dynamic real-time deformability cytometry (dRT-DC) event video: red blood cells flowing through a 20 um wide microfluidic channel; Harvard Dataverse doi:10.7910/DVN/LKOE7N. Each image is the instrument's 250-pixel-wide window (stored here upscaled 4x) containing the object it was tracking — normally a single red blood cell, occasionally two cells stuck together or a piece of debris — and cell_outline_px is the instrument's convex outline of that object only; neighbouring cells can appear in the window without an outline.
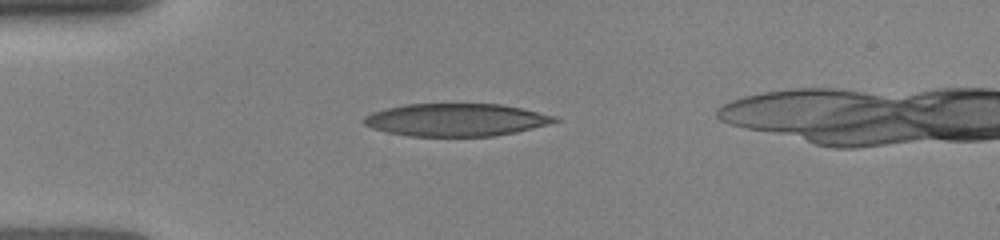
{"species": "human", "species_latin": "Homo sapiens", "temperature_condition": "room temperature", "stored_images_in_passage": 21, "camera_frame_rate_fps": 3000, "um_per_image_px": 0.085, "donor": {"sex": "female"}, "frame": {"image": 1, "passage_image": 1, "time_ms": 0.0, "image_size_px": [1000, 240], "cell_outline_px": [[560, 120], [548, 124], [516, 132], [492, 136], [408, 136], [388, 132], [372, 128], [364, 124], [360, 120], [364, 116], [372, 112], [384, 108], [404, 104], [500, 104], [560, 116]], "centroid_in_image_um": [38.74, 10.18], "position_along_channel_um": 46.3, "area_um2": 36.47}}
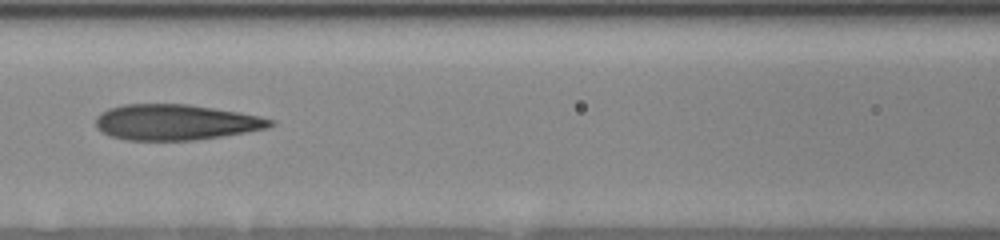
{"frame": {"image": 2, "passage_image": 16, "time_ms": 3.0, "image_size_px": [1000, 240], "cell_outline_px": [[276, 124], [268, 128], [220, 136], [192, 140], [124, 140], [108, 136], [96, 128], [96, 116], [100, 112], [108, 108], [124, 104], [188, 104], [260, 116], [276, 120]], "centroid_in_image_um": [14.89, 10.39], "position_along_channel_um": 151.7, "area_um2": 36.3}}
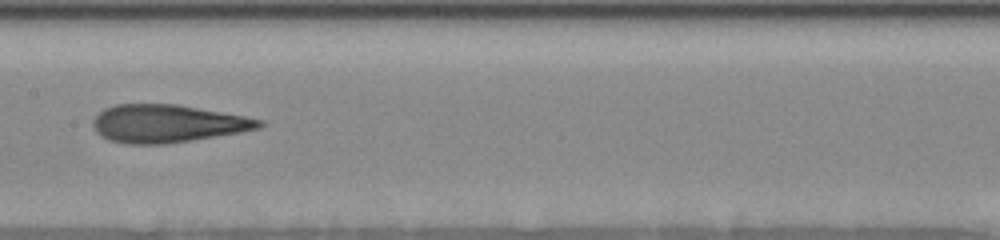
{"frame": {"image": 3, "passage_image": 20, "time_ms": 4.0, "image_size_px": [1000, 240], "cell_outline_px": [[264, 124], [260, 128], [240, 132], [168, 144], [124, 144], [108, 140], [100, 136], [96, 132], [92, 124], [92, 120], [104, 108], [116, 104], [176, 104], [244, 116], [264, 120]], "centroid_in_image_um": [14.19, 10.51], "position_along_channel_um": 193.2, "area_um2": 36.7}}